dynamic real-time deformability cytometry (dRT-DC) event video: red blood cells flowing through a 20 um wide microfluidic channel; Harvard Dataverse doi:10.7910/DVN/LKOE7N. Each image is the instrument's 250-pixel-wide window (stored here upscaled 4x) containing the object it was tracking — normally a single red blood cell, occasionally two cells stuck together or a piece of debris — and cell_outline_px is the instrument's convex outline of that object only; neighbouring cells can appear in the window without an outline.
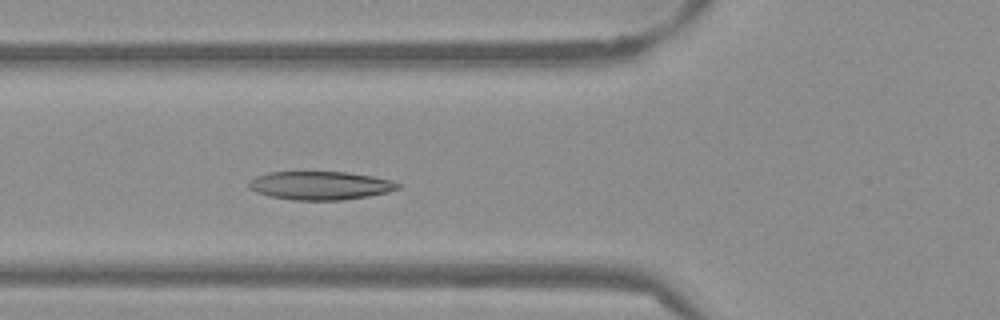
{"species": "Egyptian fruit bat (a non-hibernating species)", "species_latin": "Rousettus aegyptiacus", "temperature_condition": "warm", "stored_images_in_passage": 52, "camera_frame_rate_fps": 3000, "um_per_image_px": 0.085, "frame": {"image": 1, "passage_image": 18, "time_ms": 5.667, "image_size_px": [1000, 320], "cell_outline_px": [[400, 188], [388, 192], [368, 196], [344, 200], [292, 200], [268, 196], [256, 192], [248, 188], [248, 184], [256, 176], [268, 172], [348, 172], [372, 176], [392, 180], [400, 184]], "centroid_in_image_um": [27.22, 15.77], "position_along_channel_um": 98.6, "area_um2": 24.8}}
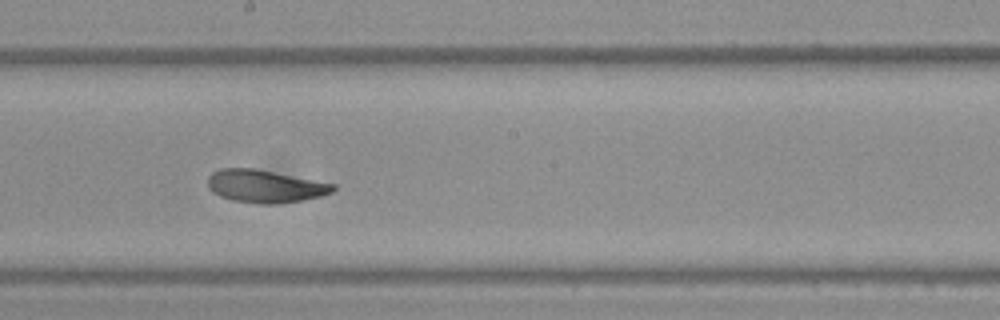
{"frame": {"image": 2, "passage_image": 28, "time_ms": 9.0, "image_size_px": [1000, 320], "cell_outline_px": [[336, 188], [332, 192], [320, 196], [300, 200], [272, 204], [260, 204], [232, 200], [220, 196], [212, 192], [208, 188], [208, 176], [212, 172], [220, 168], [256, 168], [336, 184]], "centroid_in_image_um": [22.5, 15.81], "position_along_channel_um": 225.7, "area_um2": 23.93}}
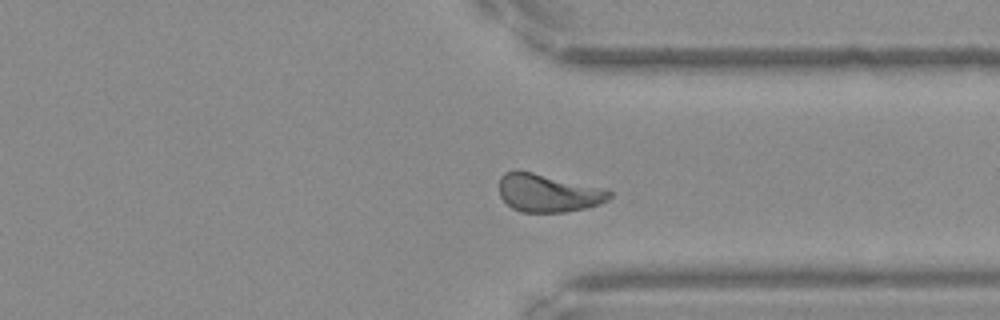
{"frame": {"image": 3, "passage_image": 39, "time_ms": 12.667, "image_size_px": [1000, 320], "cell_outline_px": [[612, 196], [608, 200], [600, 204], [588, 208], [564, 212], [520, 212], [512, 208], [500, 196], [500, 176], [504, 172], [516, 168], [604, 188], [612, 192]], "centroid_in_image_um": [46.59, 16.39], "position_along_channel_um": 364.8, "area_um2": 24.8}, "authors_computed_cell_mechanics": {"area_um2": 24.3916, "velocity_mm_per_s": 3.7904, "shape_relaxation_time_tau1_ms": 4.106, "shape_relaxation_time_tau2_ms": 1.5978, "deformation_change_tau1": 0.1304, "deformation_change_tau2": 0.0734}}